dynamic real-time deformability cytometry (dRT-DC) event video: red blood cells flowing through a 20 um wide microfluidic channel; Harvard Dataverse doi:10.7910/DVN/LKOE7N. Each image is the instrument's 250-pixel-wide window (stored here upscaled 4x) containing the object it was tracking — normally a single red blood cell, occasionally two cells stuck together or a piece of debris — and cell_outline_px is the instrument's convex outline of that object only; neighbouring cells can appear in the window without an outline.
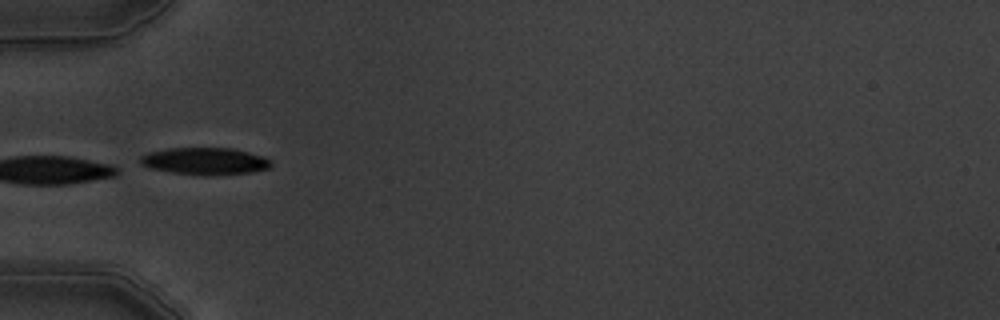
{"species": "common noctule bat (a hibernating species)", "species_latin": "Nyctalus noctula", "temperature_condition": "warm", "stored_images_in_passage": 3, "camera_frame_rate_fps": 3000, "um_per_image_px": 0.085, "animal": {"sex": "male", "body_mass_g": 19.5, "forearm_length_mm": 54.6}, "frame": {"image": 1, "passage_image": 3, "time_ms": 2.333, "image_size_px": [1000, 320], "cell_outline_px": [[272, 168], [252, 172], [208, 176], [204, 176], [172, 172], [148, 168], [140, 164], [140, 156], [148, 152], [168, 148], [232, 148], [264, 156], [272, 160]], "centroid_in_image_um": [17.44, 13.7], "position_along_channel_um": 67.6, "area_um2": 20.98}}